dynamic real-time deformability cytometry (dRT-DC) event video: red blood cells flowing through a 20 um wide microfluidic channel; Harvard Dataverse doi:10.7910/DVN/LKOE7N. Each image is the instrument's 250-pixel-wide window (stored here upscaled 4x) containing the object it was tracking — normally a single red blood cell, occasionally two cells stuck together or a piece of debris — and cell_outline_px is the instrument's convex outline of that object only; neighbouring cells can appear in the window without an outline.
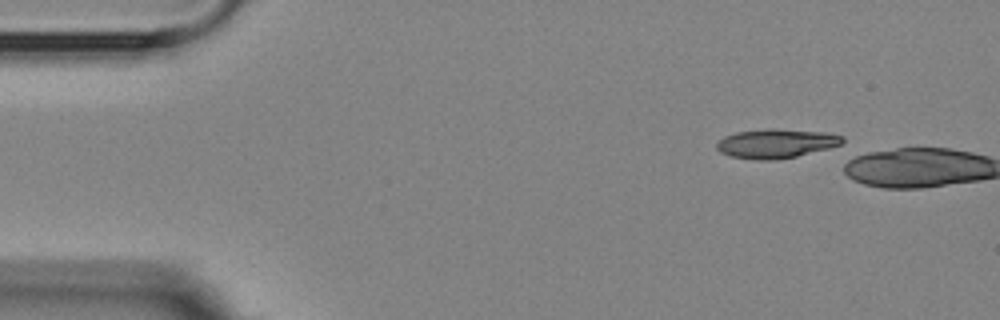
{"species": "Egyptian fruit bat (a non-hibernating species)", "species_latin": "Rousettus aegyptiacus", "temperature_condition": "room temperature", "stored_images_in_passage": 7, "camera_frame_rate_fps": 3000, "um_per_image_px": 0.085, "animal": {"sex": "female"}, "frame": {"image": 1, "passage_image": 1, "time_ms": 0.0, "image_size_px": [1000, 320], "cell_outline_px": [[844, 140], [840, 144], [828, 148], [796, 156], [772, 160], [756, 160], [732, 156], [720, 152], [716, 148], [716, 144], [724, 136], [736, 132], [772, 128], [824, 132], [844, 136]], "centroid_in_image_um": [65.95, 12.19], "position_along_channel_um": 19.1, "area_um2": 21.15}}
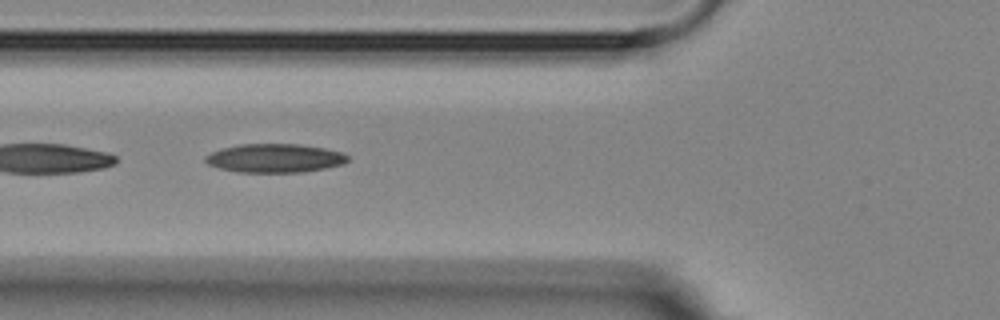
{"frame": {"image": 2, "passage_image": 6, "time_ms": 6.667, "image_size_px": [1000, 320], "cell_outline_px": [[348, 160], [344, 164], [324, 168], [300, 172], [236, 172], [220, 168], [208, 164], [204, 160], [204, 156], [220, 148], [240, 144], [300, 144], [324, 148], [340, 152], [348, 156]], "centroid_in_image_um": [23.32, 13.44], "position_along_channel_um": 102.5, "area_um2": 23.76}}